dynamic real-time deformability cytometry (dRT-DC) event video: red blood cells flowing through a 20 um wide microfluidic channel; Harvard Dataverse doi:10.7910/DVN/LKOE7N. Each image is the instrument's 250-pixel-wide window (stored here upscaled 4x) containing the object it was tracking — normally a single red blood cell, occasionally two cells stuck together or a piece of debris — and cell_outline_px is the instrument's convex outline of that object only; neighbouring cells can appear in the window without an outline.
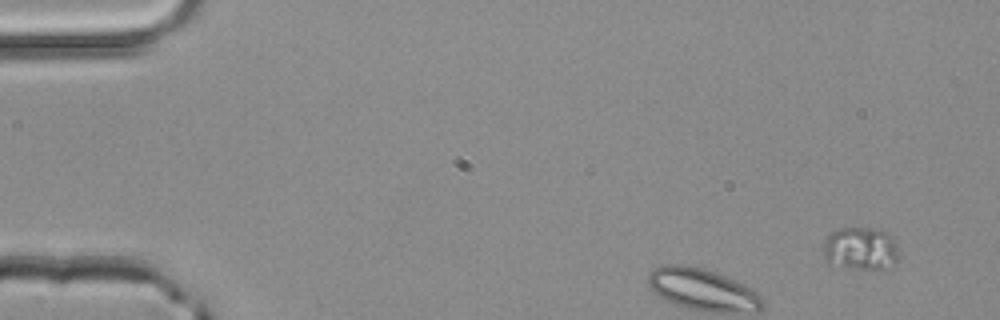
{"species": "common noctule bat (a hibernating species)", "species_latin": "Nyctalus noctula", "temperature_condition": "room temperature", "stored_images_in_passage": 3, "camera_frame_rate_fps": 3000, "um_per_image_px": 0.085, "animal": {"sex": "male", "body_mass_g": 20.4}, "frame": {"image": 1, "passage_image": 1, "time_ms": 0.0, "image_size_px": [1000, 320], "cell_outline_px": [[900, 252], [896, 264], [884, 268], [856, 268], [828, 264], [824, 260], [820, 248], [824, 240], [832, 232], [840, 228], [880, 228], [888, 232]], "centroid_in_image_um": [73.12, 21.12], "position_along_channel_um": 11.9, "area_um2": 19.31}}